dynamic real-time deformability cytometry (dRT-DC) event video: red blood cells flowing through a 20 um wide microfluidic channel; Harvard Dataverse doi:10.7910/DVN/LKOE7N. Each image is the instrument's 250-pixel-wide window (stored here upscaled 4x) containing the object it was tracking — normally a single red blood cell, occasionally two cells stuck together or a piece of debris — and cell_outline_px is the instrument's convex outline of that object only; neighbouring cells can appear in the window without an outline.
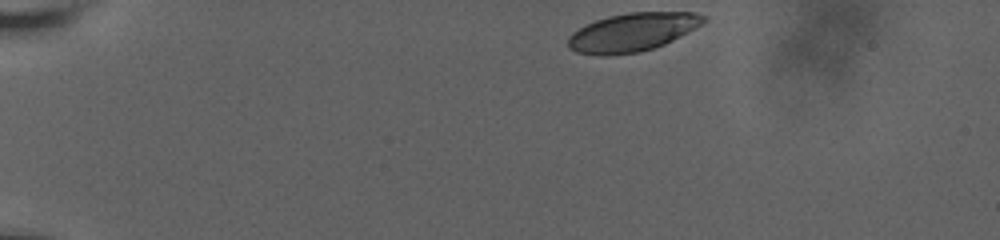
{"species": "human", "species_latin": "Homo sapiens", "temperature_condition": "room temperature", "stored_images_in_passage": 18, "camera_frame_rate_fps": 3000, "um_per_image_px": 0.085, "donor": {"sex": "male"}, "frame": {"image": 1, "passage_image": 1, "time_ms": 0.0, "image_size_px": [1000, 240], "cell_outline_px": [[708, 20], [672, 40], [664, 44], [640, 52], [608, 56], [600, 56], [576, 52], [568, 48], [568, 36], [572, 32], [596, 20], [608, 16], [628, 12], [696, 12], [704, 16]], "centroid_in_image_um": [53.72, 2.74], "position_along_channel_um": 31.3, "area_um2": 30.23}}
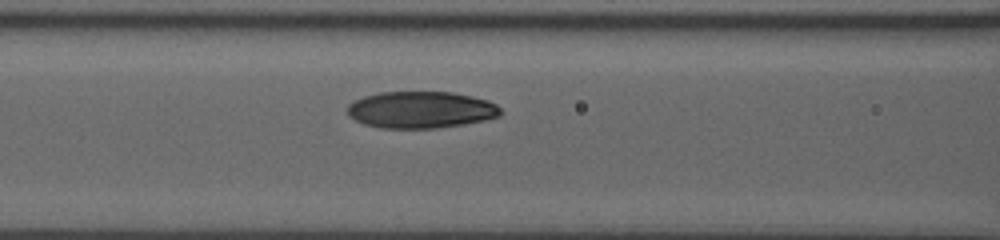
{"frame": {"image": 2, "passage_image": 16, "time_ms": 5.333, "image_size_px": [1000, 240], "cell_outline_px": [[500, 116], [484, 120], [464, 124], [436, 128], [380, 128], [364, 124], [356, 120], [348, 112], [348, 104], [364, 96], [380, 92], [452, 92], [472, 96], [488, 100], [496, 104], [500, 108]], "centroid_in_image_um": [35.79, 9.33], "position_along_channel_um": 130.8, "area_um2": 32.71}}
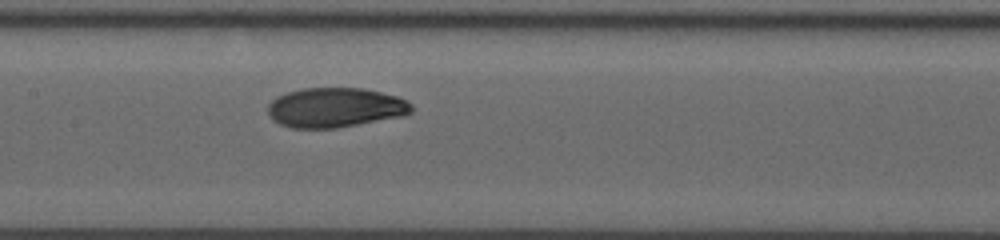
{"frame": {"image": 3, "passage_image": 18, "time_ms": 6.667, "image_size_px": [1000, 240], "cell_outline_px": [[412, 112], [404, 116], [336, 128], [292, 128], [280, 124], [272, 120], [268, 116], [268, 104], [276, 96], [288, 92], [304, 88], [364, 88], [396, 96], [412, 104]], "centroid_in_image_um": [28.47, 9.15], "position_along_channel_um": 178.9, "area_um2": 33.29}}